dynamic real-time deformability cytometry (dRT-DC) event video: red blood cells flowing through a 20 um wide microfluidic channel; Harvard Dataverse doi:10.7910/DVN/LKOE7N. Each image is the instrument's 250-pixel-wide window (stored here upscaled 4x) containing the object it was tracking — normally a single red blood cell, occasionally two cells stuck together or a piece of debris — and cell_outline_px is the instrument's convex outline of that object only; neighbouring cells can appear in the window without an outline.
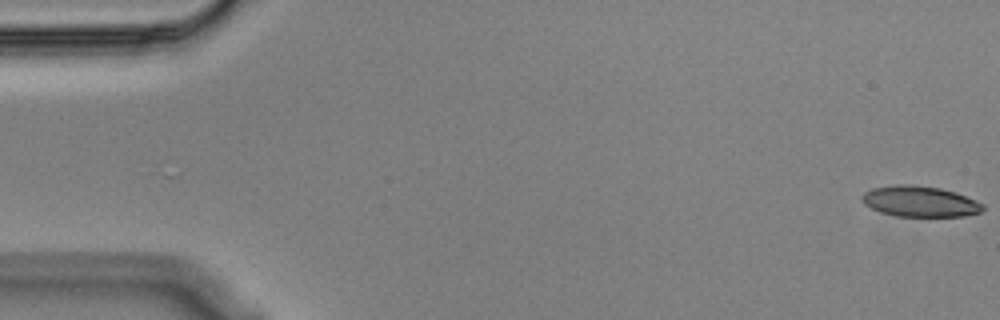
{"species": "Egyptian fruit bat (a non-hibernating species)", "species_latin": "Rousettus aegyptiacus", "temperature_condition": "cold", "stored_images_in_passage": 56, "camera_frame_rate_fps": 3000, "um_per_image_px": 0.085, "animal": {"sex": "male"}, "frame": {"image": 1, "passage_image": 1, "time_ms": 0.0, "image_size_px": [1000, 320], "cell_outline_px": [[984, 208], [980, 212], [964, 216], [896, 216], [880, 212], [864, 204], [860, 200], [860, 196], [864, 192], [872, 188], [900, 184], [912, 184], [940, 188], [956, 192], [976, 200], [984, 204]], "centroid_in_image_um": [78.17, 17.11], "position_along_channel_um": 6.8, "area_um2": 21.79}}
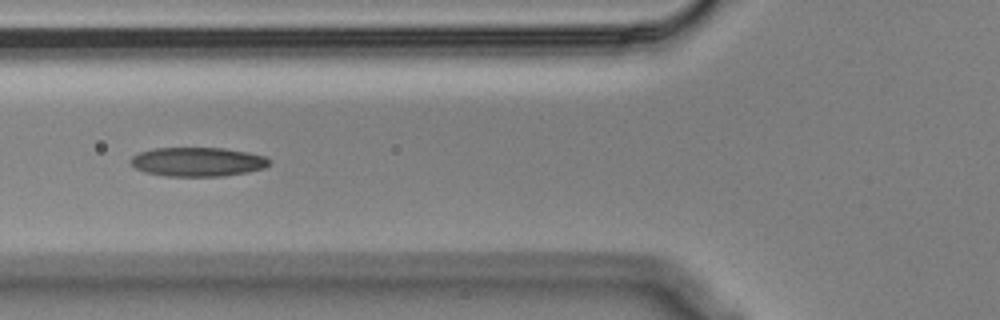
{"frame": {"image": 2, "passage_image": 21, "time_ms": 6.667, "image_size_px": [1000, 320], "cell_outline_px": [[272, 160], [264, 168], [248, 172], [224, 176], [164, 176], [144, 172], [136, 168], [128, 160], [132, 156], [140, 152], [152, 148], [224, 148], [248, 152], [264, 156]], "centroid_in_image_um": [16.79, 13.75], "position_along_channel_um": 109.0, "area_um2": 23.64}}
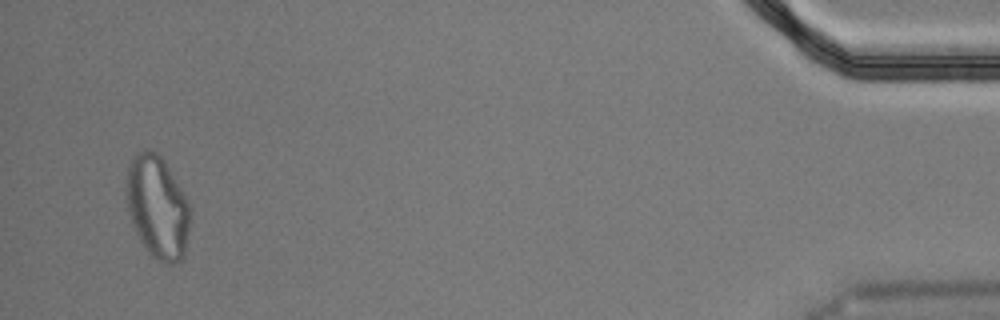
{"frame": {"image": 3, "passage_image": 54, "time_ms": 17.667, "image_size_px": [1000, 320], "cell_outline_px": [[188, 232], [184, 256], [180, 260], [172, 264], [168, 264], [152, 256], [144, 248], [132, 224], [128, 208], [128, 164], [132, 156], [136, 152], [156, 152], [164, 160], [188, 200]], "centroid_in_image_um": [13.39, 17.62], "position_along_channel_um": 421.8, "area_um2": 37.34}, "authors_computed_cell_mechanics": {"area_um2": 23.409, "velocity_mm_per_s": 3.583, "shape_relaxation_time_tau1_ms": null, "shape_relaxation_time_tau2_ms": 5.1166, "deformation_change_tau1": null, "deformation_change_tau2": 0.1391}}